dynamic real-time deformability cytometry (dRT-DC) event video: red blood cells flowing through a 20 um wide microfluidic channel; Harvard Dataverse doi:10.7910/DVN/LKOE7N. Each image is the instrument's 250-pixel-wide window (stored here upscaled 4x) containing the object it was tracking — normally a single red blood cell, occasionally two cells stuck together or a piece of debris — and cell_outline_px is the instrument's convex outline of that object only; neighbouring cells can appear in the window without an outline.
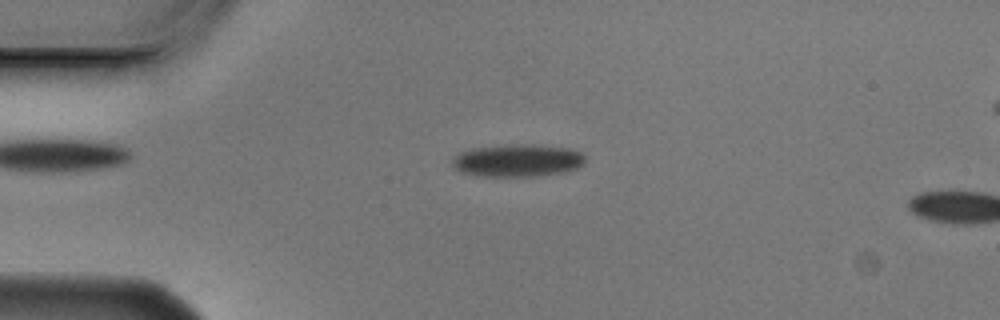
{"species": "Egyptian fruit bat (a non-hibernating species)", "species_latin": "Rousettus aegyptiacus", "temperature_condition": "cold", "stored_images_in_passage": 2, "camera_frame_rate_fps": 3000, "um_per_image_px": 0.085, "animal": {"sex": "male"}, "frame": {"image": 1, "passage_image": 1, "time_ms": 0.0, "image_size_px": [1000, 320], "cell_outline_px": [[584, 164], [568, 172], [536, 176], [476, 176], [460, 172], [452, 164], [452, 160], [460, 152], [472, 148], [504, 144], [532, 144], [568, 148], [580, 152], [584, 156]], "centroid_in_image_um": [43.99, 13.64], "position_along_channel_um": 41.0, "area_um2": 25.43}}